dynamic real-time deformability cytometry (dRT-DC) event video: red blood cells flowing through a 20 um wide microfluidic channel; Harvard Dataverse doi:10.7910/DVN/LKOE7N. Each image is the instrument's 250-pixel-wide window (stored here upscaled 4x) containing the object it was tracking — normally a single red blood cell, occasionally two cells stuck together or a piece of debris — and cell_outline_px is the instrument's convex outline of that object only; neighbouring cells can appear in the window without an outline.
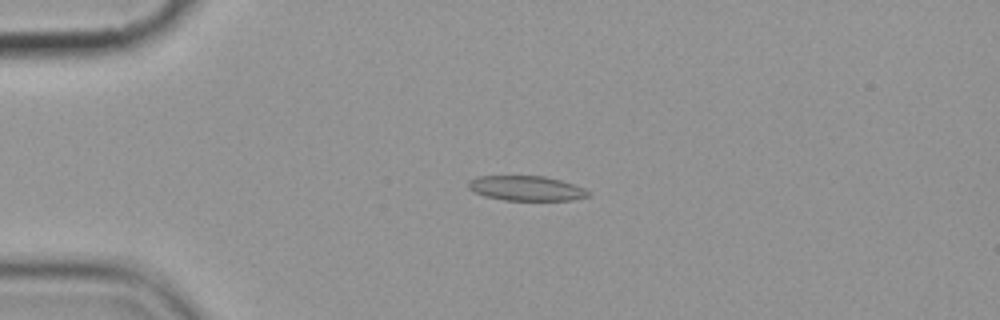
{"species": "common noctule bat (a hibernating species)", "species_latin": "Nyctalus noctula", "temperature_condition": "cold", "stored_images_in_passage": 6, "camera_frame_rate_fps": 3000, "um_per_image_px": 0.085, "animal": {"sex": "female", "body_mass_g": 19.9}, "frame": {"image": 1, "passage_image": 4, "time_ms": 3.333, "image_size_px": [1000, 320], "cell_outline_px": [[592, 192], [588, 196], [572, 200], [504, 200], [484, 196], [468, 188], [468, 180], [476, 176], [544, 176], [560, 180], [584, 188]], "centroid_in_image_um": [44.72, 16.0], "position_along_channel_um": 40.3, "area_um2": 17.34}}
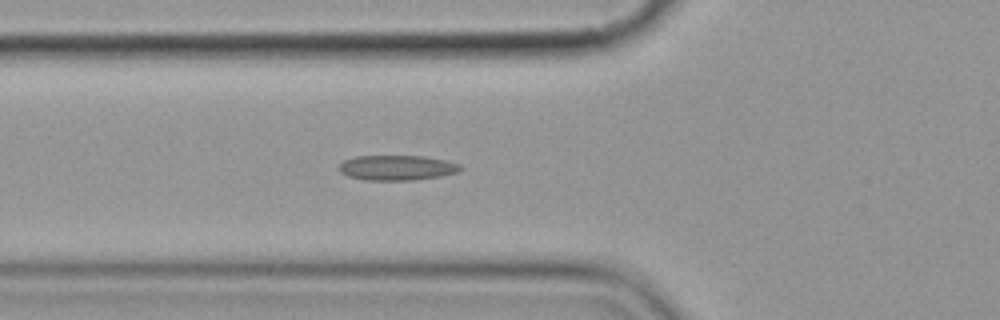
{"frame": {"image": 2, "passage_image": 6, "time_ms": 5.667, "image_size_px": [1000, 320], "cell_outline_px": [[464, 168], [460, 172], [440, 176], [412, 180], [364, 180], [348, 176], [340, 172], [340, 164], [344, 160], [356, 156], [424, 156], [444, 160], [460, 164]], "centroid_in_image_um": [33.77, 14.26], "position_along_channel_um": 92.0, "area_um2": 17.74}}